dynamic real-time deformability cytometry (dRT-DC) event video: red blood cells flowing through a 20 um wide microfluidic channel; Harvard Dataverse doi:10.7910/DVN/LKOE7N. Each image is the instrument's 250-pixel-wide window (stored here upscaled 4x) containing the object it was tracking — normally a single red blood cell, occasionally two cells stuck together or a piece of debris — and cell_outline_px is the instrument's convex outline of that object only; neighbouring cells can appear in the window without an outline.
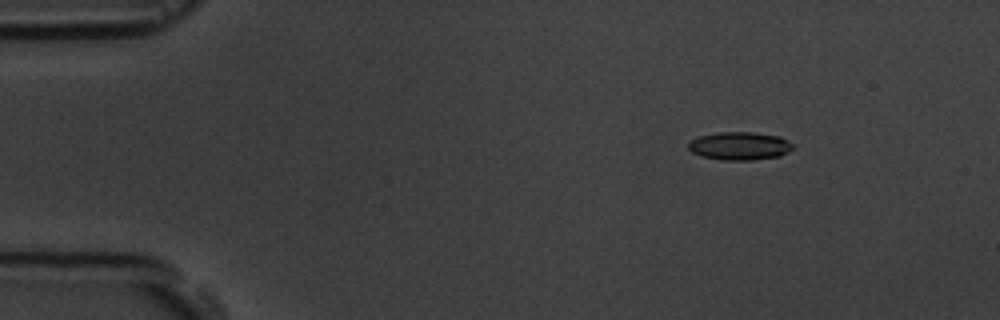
{"species": "common noctule bat (a hibernating species)", "species_latin": "Nyctalus noctula", "temperature_condition": "room temperature", "stored_images_in_passage": 4, "camera_frame_rate_fps": 3000, "um_per_image_px": 0.085, "animal": {"sex": "male", "body_mass_g": 19.5, "forearm_length_mm": 54.6}, "frame": {"image": 1, "passage_image": 2, "time_ms": 2.0, "image_size_px": [1000, 320], "cell_outline_px": [[796, 148], [780, 156], [752, 160], [724, 160], [700, 156], [692, 152], [688, 148], [688, 144], [692, 140], [700, 136], [720, 132], [752, 132], [780, 136], [788, 140]], "centroid_in_image_um": [62.91, 12.41], "position_along_channel_um": 22.1, "area_um2": 17.17}}
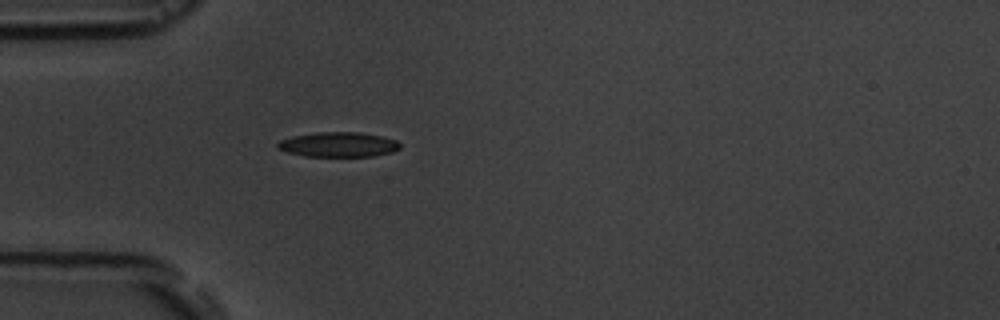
{"frame": {"image": 2, "passage_image": 4, "time_ms": 5.0, "image_size_px": [1000, 320], "cell_outline_px": [[400, 148], [392, 152], [372, 156], [304, 156], [288, 152], [276, 148], [276, 144], [280, 140], [292, 136], [316, 132], [360, 132], [380, 136], [396, 140], [400, 144]], "centroid_in_image_um": [28.73, 12.28], "position_along_channel_um": 56.3, "area_um2": 17.69}}